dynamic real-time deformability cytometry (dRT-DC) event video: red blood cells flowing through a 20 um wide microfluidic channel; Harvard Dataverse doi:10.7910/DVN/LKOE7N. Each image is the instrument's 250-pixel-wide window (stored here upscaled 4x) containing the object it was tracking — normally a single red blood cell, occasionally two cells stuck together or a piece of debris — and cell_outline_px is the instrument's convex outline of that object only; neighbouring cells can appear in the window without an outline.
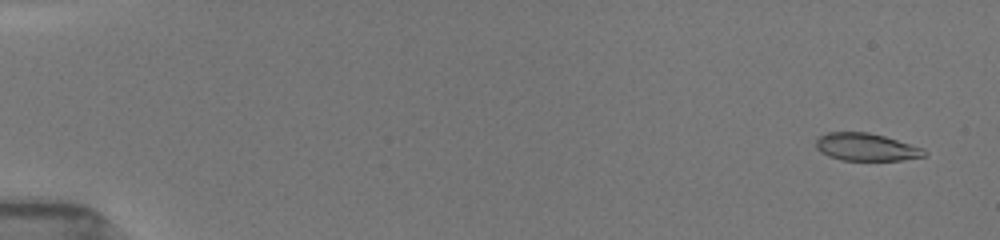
{"species": "common noctule bat (a hibernating species)", "species_latin": "Nyctalus noctula", "temperature_condition": "room temperature", "stored_images_in_passage": 33, "camera_frame_rate_fps": 3000, "um_per_image_px": 0.085, "animal": {"sex": "female", "body_mass_g": 19.5, "forearm_length_mm": 54.1}, "frame": {"image": 1, "passage_image": 3, "time_ms": 0.667, "image_size_px": [1000, 240], "cell_outline_px": [[928, 156], [900, 160], [840, 160], [828, 156], [820, 152], [816, 148], [816, 140], [820, 136], [828, 132], [868, 132], [884, 136], [924, 148], [928, 152]], "centroid_in_image_um": [73.64, 12.5], "position_along_channel_um": 11.4, "area_um2": 17.51}}
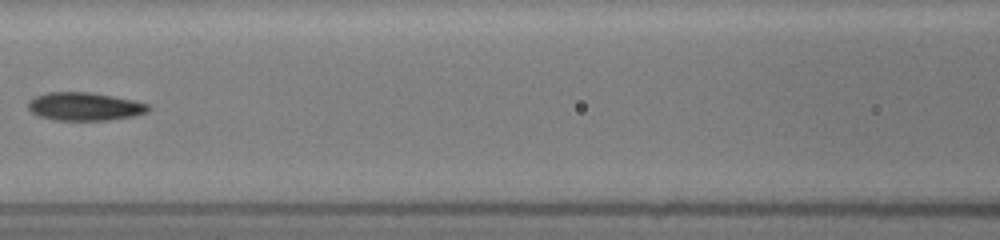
{"frame": {"image": 2, "passage_image": 22, "time_ms": 8.333, "image_size_px": [1000, 240], "cell_outline_px": [[152, 108], [148, 112], [132, 116], [108, 120], [56, 120], [40, 116], [32, 112], [28, 108], [28, 100], [36, 96], [48, 92], [92, 92], [132, 100], [148, 104]], "centroid_in_image_um": [7.2, 9.05], "position_along_channel_um": 159.4, "area_um2": 19.65}}
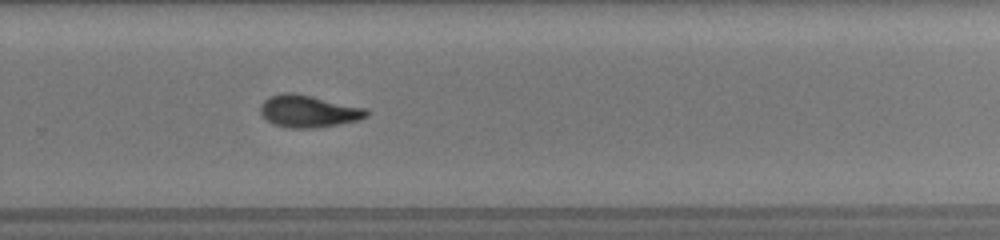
{"frame": {"image": 3, "passage_image": 33, "time_ms": 12.0, "image_size_px": [1000, 240], "cell_outline_px": [[368, 116], [360, 120], [340, 124], [312, 128], [288, 128], [272, 124], [260, 112], [260, 104], [264, 100], [272, 96], [284, 92], [296, 92], [368, 108]], "centroid_in_image_um": [26.25, 9.45], "position_along_channel_um": 303.5, "area_um2": 20.17}}